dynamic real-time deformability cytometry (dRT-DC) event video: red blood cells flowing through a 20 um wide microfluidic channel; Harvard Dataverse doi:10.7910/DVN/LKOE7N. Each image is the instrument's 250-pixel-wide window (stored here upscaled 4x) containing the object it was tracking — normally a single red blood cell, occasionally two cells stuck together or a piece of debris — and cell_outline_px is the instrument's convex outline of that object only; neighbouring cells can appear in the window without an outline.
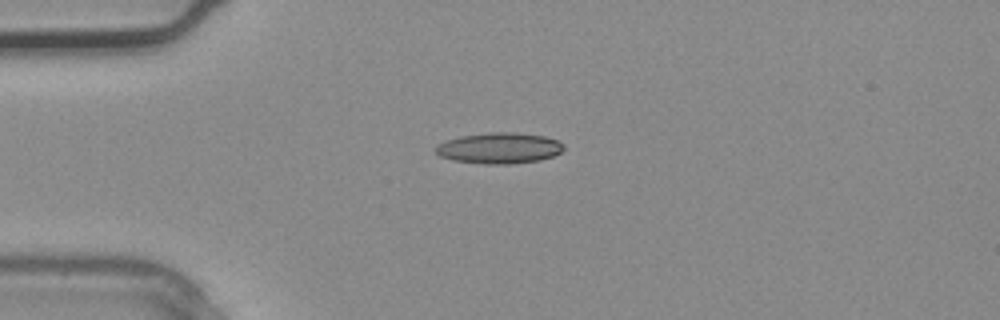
{"species": "common noctule bat (a hibernating species)", "species_latin": "Nyctalus noctula", "temperature_condition": "warm", "stored_images_in_passage": 2, "camera_frame_rate_fps": 3000, "um_per_image_px": 0.085, "animal": {"sex": "male", "body_mass_g": 20.4}, "frame": {"image": 1, "passage_image": 2, "time_ms": 0.333, "image_size_px": [1000, 320], "cell_outline_px": [[564, 148], [560, 152], [552, 156], [540, 160], [512, 164], [484, 164], [452, 160], [440, 156], [436, 152], [436, 144], [460, 136], [492, 132], [516, 132], [544, 136], [556, 140], [564, 144]], "centroid_in_image_um": [42.44, 12.59], "position_along_channel_um": 42.6, "area_um2": 23.06}}